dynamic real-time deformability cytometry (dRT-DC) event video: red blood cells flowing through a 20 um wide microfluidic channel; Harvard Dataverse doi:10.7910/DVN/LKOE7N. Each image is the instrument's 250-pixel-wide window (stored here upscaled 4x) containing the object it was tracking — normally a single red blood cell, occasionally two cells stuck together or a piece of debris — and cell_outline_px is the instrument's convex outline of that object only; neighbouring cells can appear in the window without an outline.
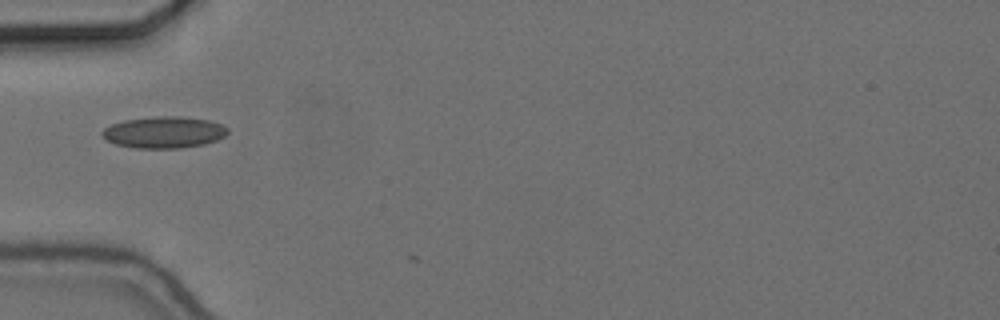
{"species": "common noctule bat (a hibernating species)", "species_latin": "Nyctalus noctula", "temperature_condition": "cold", "stored_images_in_passage": 3, "camera_frame_rate_fps": 3000, "um_per_image_px": 0.085, "animal": {"sex": "female", "body_mass_g": 24.6, "forearm_length_mm": 56.2}, "frame": {"image": 1, "passage_image": 1, "time_ms": 0.0, "image_size_px": [1000, 320], "cell_outline_px": [[228, 132], [224, 136], [216, 140], [204, 144], [180, 148], [136, 148], [116, 144], [108, 140], [100, 132], [104, 128], [112, 124], [124, 120], [156, 116], [180, 116], [208, 120], [220, 124], [228, 128]], "centroid_in_image_um": [13.94, 11.24], "position_along_channel_um": 71.1, "area_um2": 22.95}}